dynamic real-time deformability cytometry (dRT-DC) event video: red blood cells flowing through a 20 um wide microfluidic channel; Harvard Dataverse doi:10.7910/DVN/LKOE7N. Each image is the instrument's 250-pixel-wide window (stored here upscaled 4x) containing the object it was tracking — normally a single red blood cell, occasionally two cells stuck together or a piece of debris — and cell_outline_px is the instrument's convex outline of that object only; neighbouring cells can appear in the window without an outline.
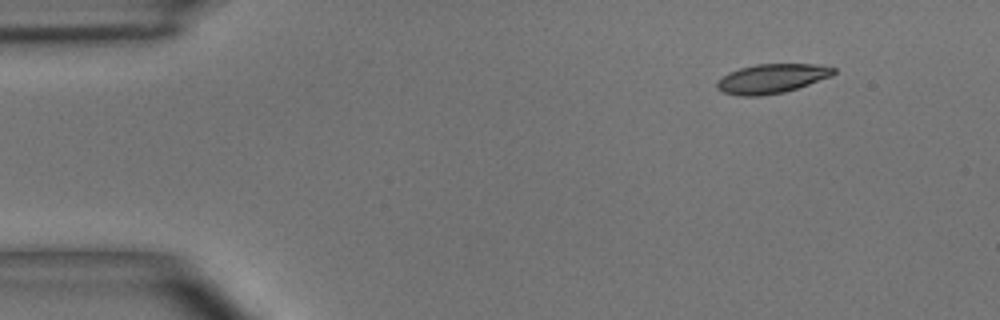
{"species": "common noctule bat (a hibernating species)", "species_latin": "Nyctalus noctula", "temperature_condition": "room temperature", "stored_images_in_passage": 5, "camera_frame_rate_fps": 3000, "um_per_image_px": 0.085, "animal": {"sex": "male", "body_mass_g": 15.6}, "frame": {"image": 1, "passage_image": 1, "time_ms": 0.0, "image_size_px": [1000, 320], "cell_outline_px": [[836, 72], [832, 76], [784, 92], [760, 96], [740, 96], [724, 92], [716, 88], [716, 80], [728, 72], [740, 68], [756, 64], [816, 64], [836, 68]], "centroid_in_image_um": [65.57, 6.67], "position_along_channel_um": 19.4, "area_um2": 19.94}}
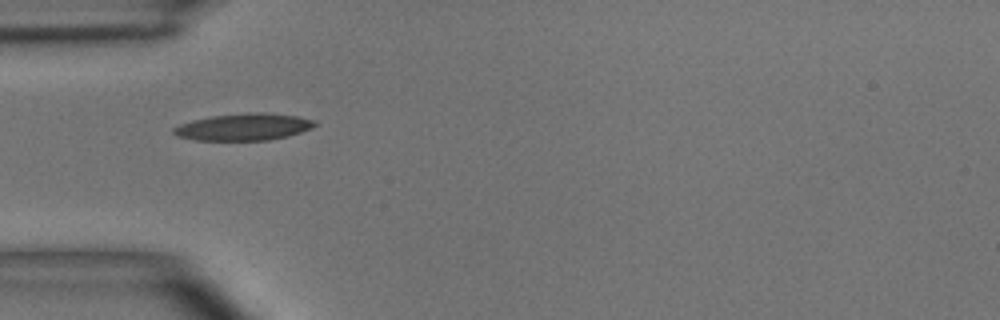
{"frame": {"image": 2, "passage_image": 4, "time_ms": 3.333, "image_size_px": [1000, 320], "cell_outline_px": [[316, 124], [312, 128], [288, 136], [268, 140], [196, 140], [176, 136], [172, 132], [172, 128], [180, 124], [192, 120], [212, 116], [256, 112], [264, 112], [296, 116], [316, 120]], "centroid_in_image_um": [20.7, 10.79], "position_along_channel_um": 64.3, "area_um2": 22.08}}
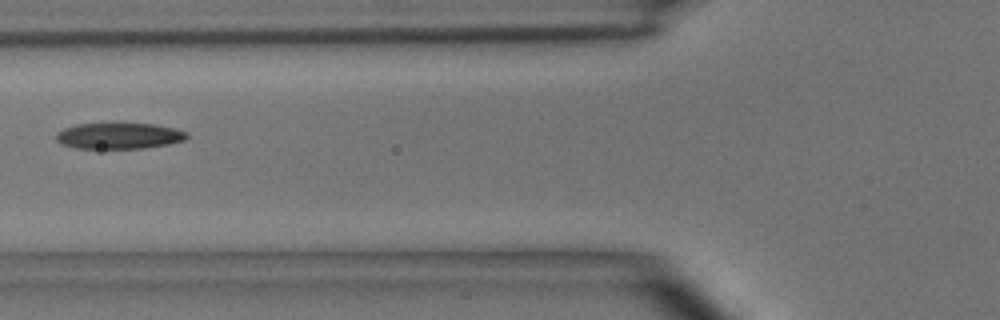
{"frame": {"image": 3, "passage_image": 5, "time_ms": 4.667, "image_size_px": [1000, 320], "cell_outline_px": [[188, 136], [184, 140], [168, 144], [144, 148], [76, 148], [60, 144], [56, 140], [56, 132], [64, 128], [76, 124], [152, 124], [176, 128], [188, 132]], "centroid_in_image_um": [10.1, 11.55], "position_along_channel_um": 115.7, "area_um2": 19.77}}